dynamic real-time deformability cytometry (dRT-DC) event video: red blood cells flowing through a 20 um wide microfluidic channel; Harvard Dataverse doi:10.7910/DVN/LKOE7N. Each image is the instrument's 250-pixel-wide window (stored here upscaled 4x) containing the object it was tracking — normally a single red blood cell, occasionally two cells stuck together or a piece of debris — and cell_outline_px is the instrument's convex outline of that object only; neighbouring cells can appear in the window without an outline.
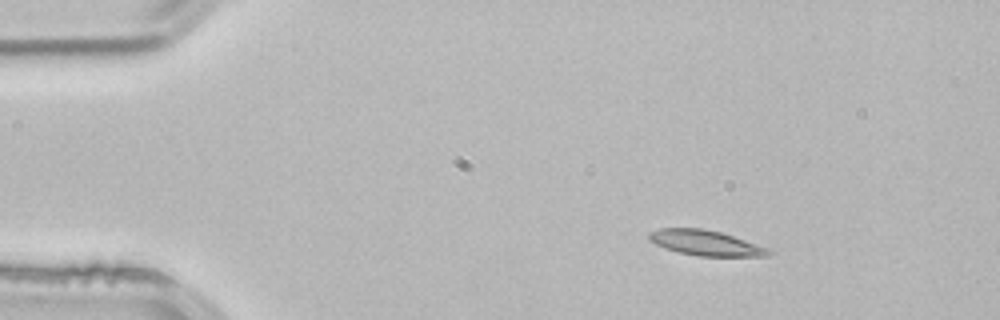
{"species": "common noctule bat (a hibernating species)", "species_latin": "Nyctalus noctula", "temperature_condition": "room temperature", "stored_images_in_passage": 3, "camera_frame_rate_fps": 3000, "um_per_image_px": 0.085, "animal": {"sex": "male", "body_mass_g": 21.5, "forearm_length_mm": 52.0}, "frame": {"image": 1, "passage_image": 2, "time_ms": 0.333, "image_size_px": [1000, 320], "cell_outline_px": [[776, 252], [768, 256], [700, 256], [680, 252], [656, 244], [648, 240], [648, 232], [660, 228], [704, 228], [720, 232], [768, 248]], "centroid_in_image_um": [59.99, 20.64], "position_along_channel_um": 25.0, "area_um2": 17.46}}